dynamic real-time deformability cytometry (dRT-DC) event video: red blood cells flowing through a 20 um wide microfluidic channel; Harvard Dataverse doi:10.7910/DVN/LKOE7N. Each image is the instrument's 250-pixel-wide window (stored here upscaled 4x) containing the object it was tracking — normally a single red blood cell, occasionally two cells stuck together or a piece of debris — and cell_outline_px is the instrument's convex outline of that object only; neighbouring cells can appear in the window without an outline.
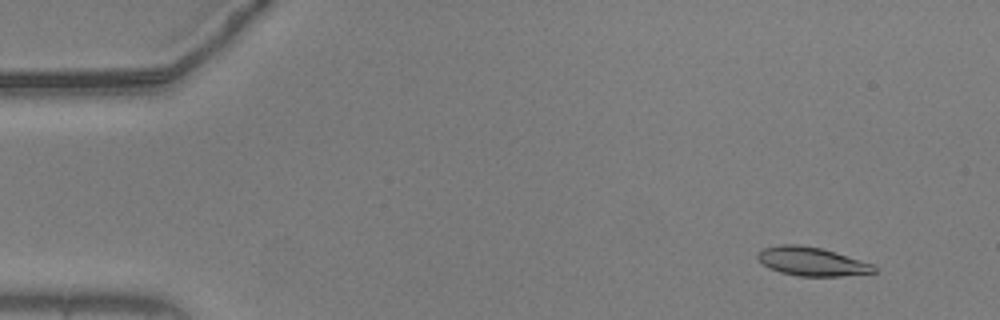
{"species": "common noctule bat (a hibernating species)", "species_latin": "Nyctalus noctula", "temperature_condition": "warm", "stored_images_in_passage": 54, "camera_frame_rate_fps": 3000, "um_per_image_px": 0.085, "animal": {"sex": "male", "body_mass_g": 20.5, "forearm_length_mm": 52.5}, "frame": {"image": 1, "passage_image": 4, "time_ms": 1.0, "image_size_px": [1000, 320], "cell_outline_px": [[876, 272], [840, 276], [800, 276], [780, 272], [768, 268], [756, 256], [764, 248], [780, 244], [800, 244], [820, 248], [860, 260], [872, 264], [876, 268]], "centroid_in_image_um": [68.98, 22.22], "position_along_channel_um": 16.0, "area_um2": 19.13}}
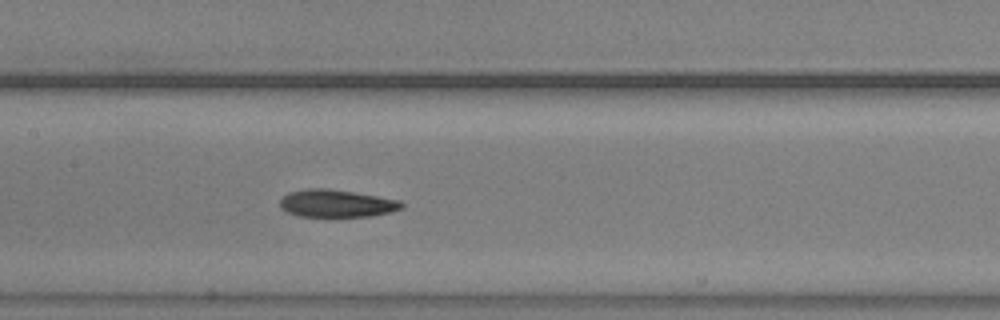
{"frame": {"image": 2, "passage_image": 26, "time_ms": 8.333, "image_size_px": [1000, 320], "cell_outline_px": [[404, 208], [372, 216], [300, 216], [288, 212], [280, 208], [280, 200], [288, 192], [308, 188], [328, 188], [400, 200], [404, 204]], "centroid_in_image_um": [28.6, 17.28], "position_along_channel_um": 178.8, "area_um2": 19.36}}
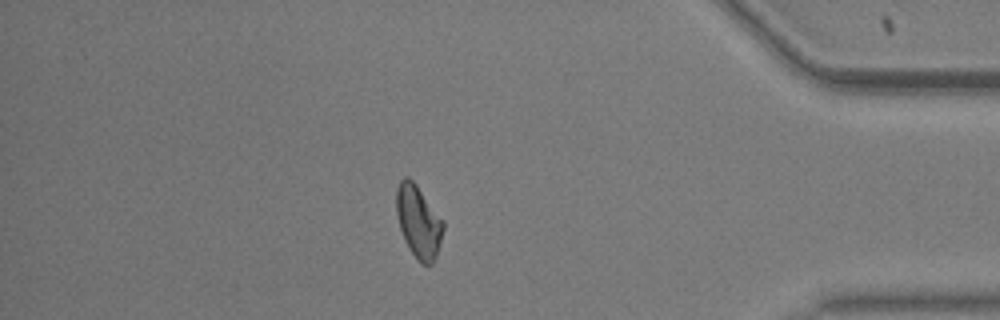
{"frame": {"image": 3, "passage_image": 47, "time_ms": 15.333, "image_size_px": [1000, 320], "cell_outline_px": [[444, 228], [440, 244], [436, 256], [432, 264], [424, 264], [408, 248], [404, 240], [400, 228], [396, 212], [396, 188], [400, 180], [404, 176], [408, 176], [416, 184], [444, 220]], "centroid_in_image_um": [35.57, 18.79], "position_along_channel_um": 399.6, "area_um2": 19.77}, "authors_computed_cell_mechanics": {"area_um2": 19.7098, "velocity_mm_per_s": 3.6708, "shape_relaxation_time_tau1_ms": 5.3317, "shape_relaxation_time_tau2_ms": 4.5136, "deformation_change_tau1": 0.165, "deformation_change_tau2": 0.1228}}